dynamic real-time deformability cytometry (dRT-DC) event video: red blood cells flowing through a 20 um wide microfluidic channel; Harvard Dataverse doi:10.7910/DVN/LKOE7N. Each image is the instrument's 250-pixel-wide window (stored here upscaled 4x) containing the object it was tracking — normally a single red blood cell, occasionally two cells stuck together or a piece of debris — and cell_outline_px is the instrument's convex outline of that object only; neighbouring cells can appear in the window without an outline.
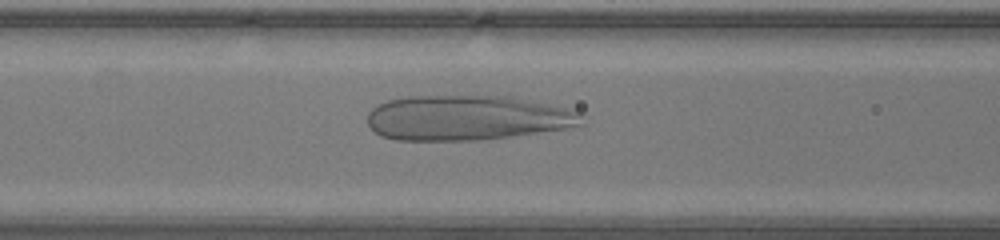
{"species": "human", "species_latin": "Homo sapiens", "temperature_condition": "warm", "stored_images_in_passage": 38, "camera_frame_rate_fps": 3000, "um_per_image_px": 0.085, "donor": {"sex": "male"}, "frame": {"image": 1, "passage_image": 9, "time_ms": 2.667, "image_size_px": [1000, 240], "cell_outline_px": [[584, 124], [564, 128], [512, 136], [480, 140], [396, 140], [380, 136], [368, 124], [368, 112], [372, 108], [388, 100], [408, 96], [508, 92], [512, 92], [580, 112]], "centroid_in_image_um": [39.77, 9.93], "position_along_channel_um": 126.8, "area_um2": 58.44}}
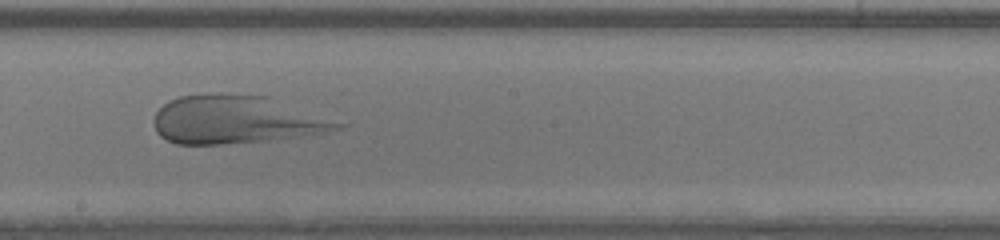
{"frame": {"image": 2, "passage_image": 16, "time_ms": 5.0, "image_size_px": [1000, 240], "cell_outline_px": [[348, 124], [340, 128], [324, 132], [296, 136], [264, 140], [220, 144], [176, 144], [160, 136], [156, 132], [152, 120], [156, 112], [168, 100], [180, 96], [212, 92], [216, 92], [268, 96]], "centroid_in_image_um": [20.01, 10.14], "position_along_channel_um": 228.2, "area_um2": 51.62}}
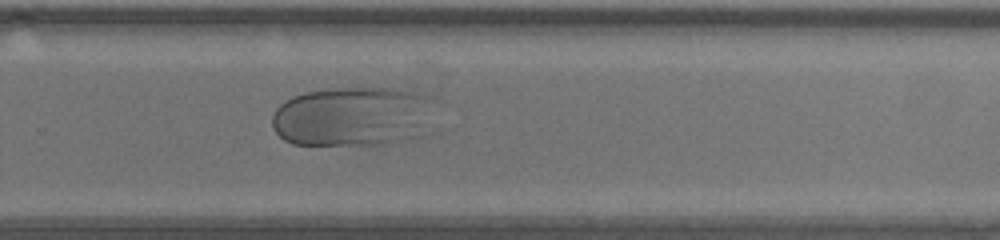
{"frame": {"image": 3, "passage_image": 21, "time_ms": 6.667, "image_size_px": [1000, 240], "cell_outline_px": [[448, 104], [424, 136], [384, 144], [292, 144], [284, 140], [276, 132], [272, 124], [272, 116], [276, 108], [280, 104], [292, 96], [304, 92], [332, 88], [396, 88], [424, 92], [436, 96], [444, 100]], "centroid_in_image_um": [30.3, 9.86], "position_along_channel_um": 299.5, "area_um2": 59.77}}